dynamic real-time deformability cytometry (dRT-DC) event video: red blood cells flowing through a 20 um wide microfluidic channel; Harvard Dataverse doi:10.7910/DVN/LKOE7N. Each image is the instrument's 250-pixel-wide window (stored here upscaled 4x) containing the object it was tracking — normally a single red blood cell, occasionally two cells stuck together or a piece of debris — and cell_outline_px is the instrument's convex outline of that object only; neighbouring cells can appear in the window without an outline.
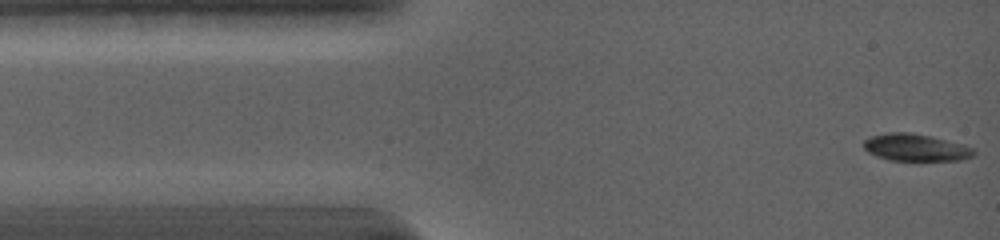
{"species": "common noctule bat (a hibernating species)", "species_latin": "Nyctalus noctula", "temperature_condition": "warm", "stored_images_in_passage": 47, "camera_frame_rate_fps": 5000, "um_per_image_px": 0.085, "animal": {"sex": "female", "body_mass_g": 19.0, "forearm_length_mm": 56.7}, "frame": {"image": 1, "passage_image": 1, "time_ms": 0.0, "image_size_px": [1000, 240], "cell_outline_px": [[976, 152], [972, 156], [964, 160], [892, 160], [876, 156], [868, 152], [864, 148], [864, 140], [872, 136], [888, 132], [912, 132], [932, 136], [964, 144], [972, 148]], "centroid_in_image_um": [77.85, 12.53], "position_along_channel_um": 7.1, "area_um2": 17.46}}
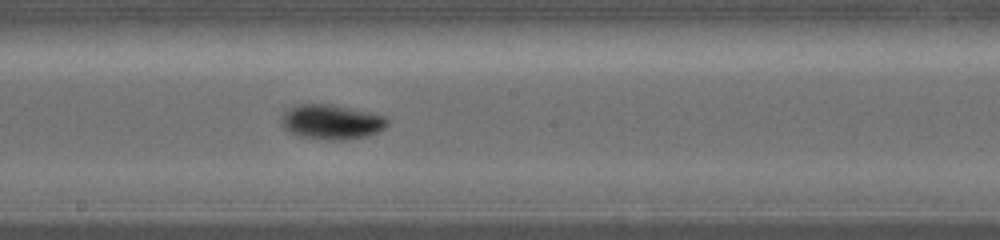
{"frame": {"image": 2, "passage_image": 18, "time_ms": 7.4, "image_size_px": [1000, 240], "cell_outline_px": [[388, 124], [384, 128], [368, 136], [344, 140], [332, 140], [300, 136], [284, 128], [284, 116], [292, 108], [304, 104], [328, 104], [368, 112], [384, 116], [388, 120]], "centroid_in_image_um": [28.26, 10.38], "position_along_channel_um": 219.9, "area_um2": 20.63}}
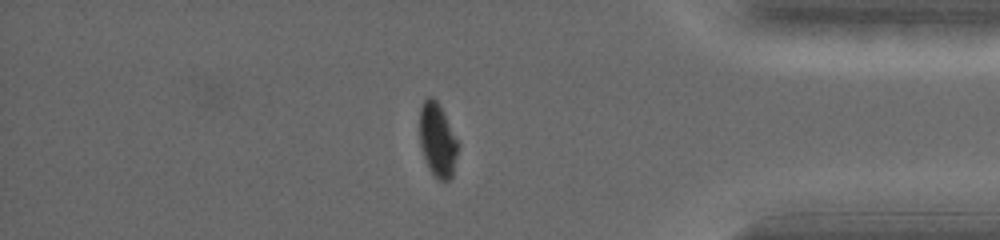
{"frame": {"image": 3, "passage_image": 34, "time_ms": 12.6, "image_size_px": [1000, 240], "cell_outline_px": [[460, 144], [452, 176], [448, 180], [440, 180], [428, 168], [420, 144], [420, 108], [424, 100], [428, 96], [432, 96], [440, 104]], "centroid_in_image_um": [37.21, 11.87], "position_along_channel_um": 398.0, "area_um2": 16.59}, "authors_computed_cell_mechanics": {"area_um2": 18.496, "velocity_mm_per_s": 3.8731, "shape_relaxation_time_tau1_ms": 2.3739, "shape_relaxation_time_tau2_ms": 8.6961, "deformation_change_tau1": 0.1608, "deformation_change_tau2": 0.0456}}